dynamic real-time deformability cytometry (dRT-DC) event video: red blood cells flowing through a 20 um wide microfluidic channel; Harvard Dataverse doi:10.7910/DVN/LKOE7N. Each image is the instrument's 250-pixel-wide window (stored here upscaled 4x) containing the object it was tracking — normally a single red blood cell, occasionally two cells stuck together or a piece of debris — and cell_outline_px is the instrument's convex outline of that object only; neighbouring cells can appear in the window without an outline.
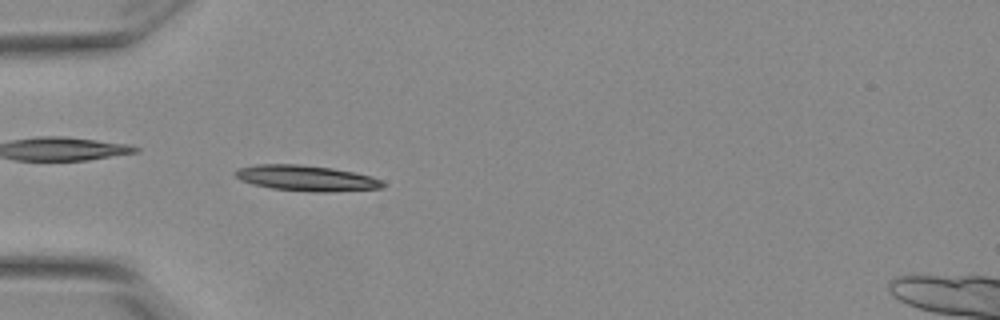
{"species": "Egyptian fruit bat (a non-hibernating species)", "species_latin": "Rousettus aegyptiacus", "temperature_condition": "warm", "stored_images_in_passage": 41, "camera_frame_rate_fps": 3000, "um_per_image_px": 0.085, "animal": {"sex": "female"}, "frame": {"image": 1, "passage_image": 4, "time_ms": 1.0, "image_size_px": [1000, 320], "cell_outline_px": [[384, 188], [324, 192], [316, 192], [272, 188], [252, 184], [240, 180], [232, 172], [240, 168], [256, 164], [300, 164], [332, 168], [372, 176], [380, 180], [384, 184]], "centroid_in_image_um": [26.01, 15.14], "position_along_channel_um": 59.0, "area_um2": 21.91}}
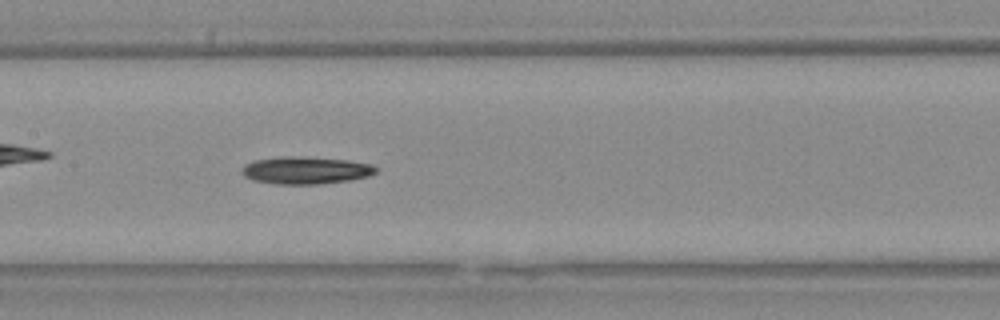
{"frame": {"image": 2, "passage_image": 14, "time_ms": 4.333, "image_size_px": [1000, 320], "cell_outline_px": [[376, 172], [368, 176], [348, 180], [316, 184], [276, 184], [252, 180], [244, 176], [240, 172], [240, 168], [244, 164], [252, 160], [284, 156], [292, 156], [348, 160], [372, 164], [376, 168]], "centroid_in_image_um": [25.91, 14.47], "position_along_channel_um": 181.5, "area_um2": 21.39}}
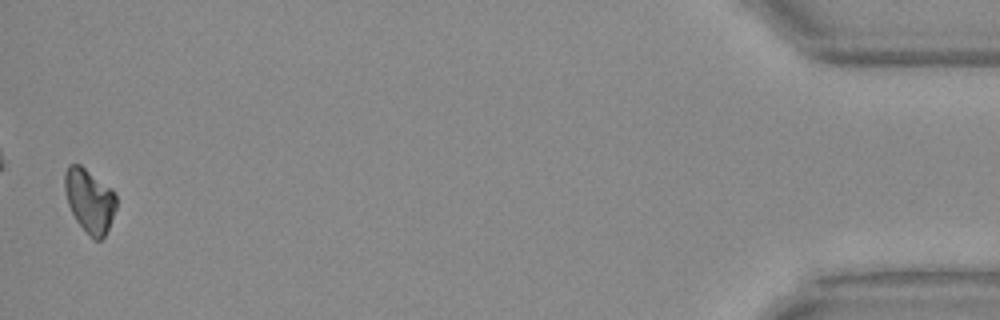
{"frame": {"image": 3, "passage_image": 40, "time_ms": 13.0, "image_size_px": [1000, 320], "cell_outline_px": [[116, 208], [108, 228], [104, 236], [100, 240], [92, 240], [76, 220], [68, 204], [64, 188], [64, 172], [68, 164], [80, 164], [112, 188], [116, 196]], "centroid_in_image_um": [7.6, 17.03], "position_along_channel_um": 427.6, "area_um2": 19.25}}